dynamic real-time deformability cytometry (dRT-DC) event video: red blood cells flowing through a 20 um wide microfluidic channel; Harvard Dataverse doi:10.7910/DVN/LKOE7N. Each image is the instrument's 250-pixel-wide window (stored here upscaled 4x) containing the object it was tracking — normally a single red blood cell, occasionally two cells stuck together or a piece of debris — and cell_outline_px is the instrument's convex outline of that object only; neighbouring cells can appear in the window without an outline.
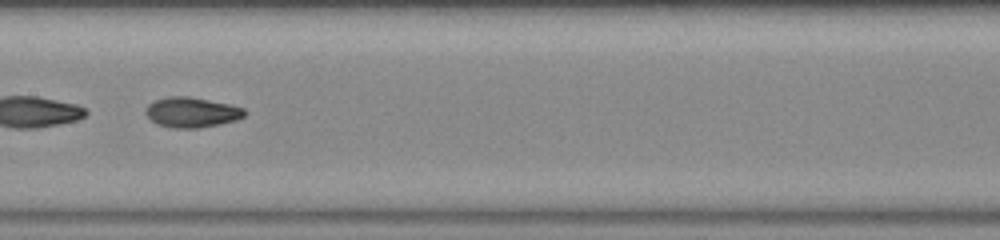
{"species": "common noctule bat (a hibernating species)", "species_latin": "Nyctalus noctula", "temperature_condition": "warm", "stored_images_in_passage": 52, "segment_of_instrument_passage": [2, 2], "camera_frame_rate_fps": 3000, "um_per_image_px": 0.085, "animal": {"sex": "female", "body_mass_g": 23.0, "forearm_length_mm": 53.4}, "frame": {"image": 1, "passage_image": 27, "time_ms": 8.667, "image_size_px": [1000, 240], "cell_outline_px": [[248, 112], [244, 116], [236, 120], [196, 128], [176, 128], [156, 124], [144, 112], [148, 104], [156, 100], [168, 96], [188, 96], [228, 104], [244, 108]], "centroid_in_image_um": [16.28, 9.54], "position_along_channel_um": 191.1, "area_um2": 17.17}}